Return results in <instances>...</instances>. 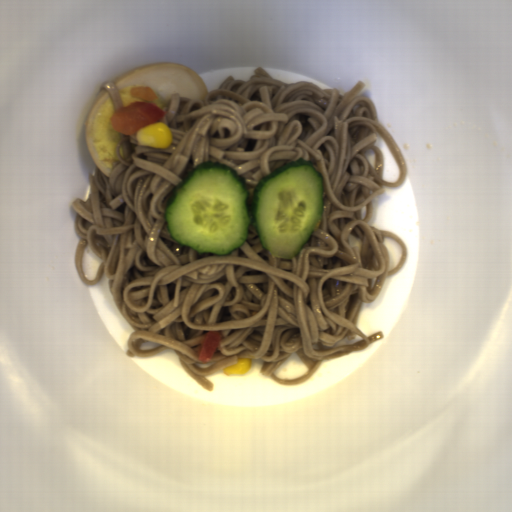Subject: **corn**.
Segmentation results:
<instances>
[{
	"instance_id": "f1292c28",
	"label": "corn",
	"mask_w": 512,
	"mask_h": 512,
	"mask_svg": "<svg viewBox=\"0 0 512 512\" xmlns=\"http://www.w3.org/2000/svg\"><path fill=\"white\" fill-rule=\"evenodd\" d=\"M253 358L240 359L238 363L223 370L225 375H243L251 370Z\"/></svg>"
},
{
	"instance_id": "51d56268",
	"label": "corn",
	"mask_w": 512,
	"mask_h": 512,
	"mask_svg": "<svg viewBox=\"0 0 512 512\" xmlns=\"http://www.w3.org/2000/svg\"><path fill=\"white\" fill-rule=\"evenodd\" d=\"M137 142L154 149H167L173 144V132L167 124L159 122L147 125L135 132Z\"/></svg>"
}]
</instances>
